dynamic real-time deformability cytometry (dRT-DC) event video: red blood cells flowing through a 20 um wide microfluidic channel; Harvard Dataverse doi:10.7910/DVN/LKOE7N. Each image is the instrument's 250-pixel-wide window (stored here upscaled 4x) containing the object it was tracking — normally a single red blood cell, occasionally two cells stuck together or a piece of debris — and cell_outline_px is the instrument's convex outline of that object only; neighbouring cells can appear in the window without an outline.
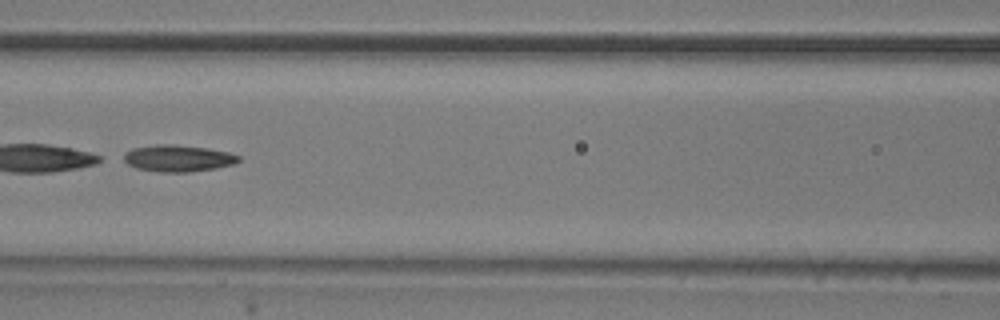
{"species": "common noctule bat (a hibernating species)", "species_latin": "Nyctalus noctula", "temperature_condition": "room temperature", "stored_images_in_passage": 52, "segment_of_instrument_passage": [2, 2], "camera_frame_rate_fps": 3000, "um_per_image_px": 0.085, "animal": {"sex": "male", "body_mass_g": 20.5, "forearm_length_mm": 52.5}, "frame": {"image": 1, "passage_image": 23, "time_ms": 7.333, "image_size_px": [1000, 320], "cell_outline_px": [[240, 160], [236, 164], [216, 168], [188, 172], [160, 172], [136, 168], [128, 164], [124, 160], [124, 152], [132, 148], [156, 144], [172, 144], [208, 148], [228, 152], [240, 156]], "centroid_in_image_um": [15.14, 13.45], "position_along_channel_um": 151.5, "area_um2": 17.98}}